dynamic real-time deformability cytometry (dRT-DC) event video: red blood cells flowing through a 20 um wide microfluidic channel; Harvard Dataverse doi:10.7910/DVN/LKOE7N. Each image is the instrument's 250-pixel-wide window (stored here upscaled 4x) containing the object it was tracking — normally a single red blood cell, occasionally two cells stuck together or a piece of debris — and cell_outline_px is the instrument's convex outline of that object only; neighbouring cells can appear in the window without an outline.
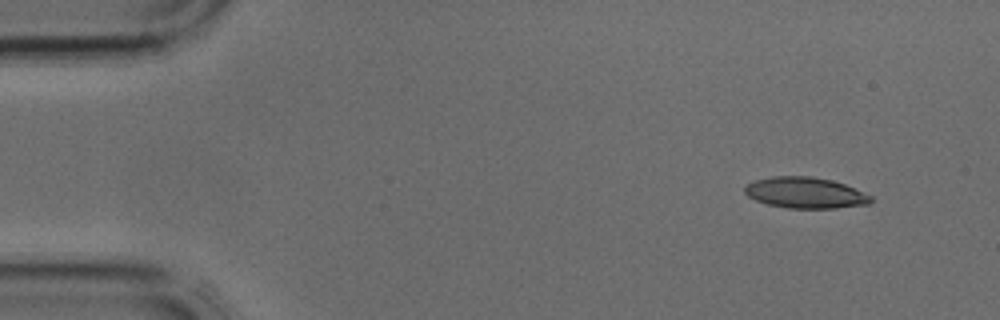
{"species": "common noctule bat (a hibernating species)", "species_latin": "Nyctalus noctula", "temperature_condition": "cold", "stored_images_in_passage": 3, "camera_frame_rate_fps": 3000, "um_per_image_px": 0.085, "animal": {"sex": "male", "body_mass_g": 17.9, "forearm_length_mm": 54.2}, "frame": {"image": 1, "passage_image": 1, "time_ms": 0.0, "image_size_px": [1000, 320], "cell_outline_px": [[872, 200], [868, 204], [836, 208], [788, 208], [768, 204], [756, 200], [748, 196], [744, 192], [744, 188], [748, 184], [756, 180], [772, 176], [812, 176], [832, 180], [844, 184], [872, 196]], "centroid_in_image_um": [68.45, 16.38], "position_along_channel_um": 16.6, "area_um2": 22.66}}
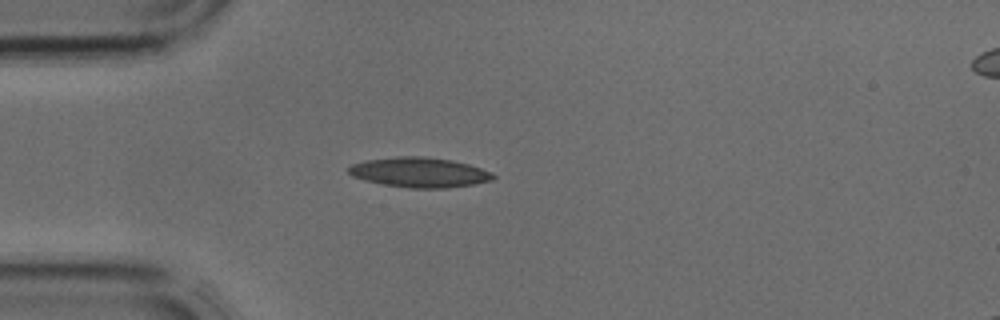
{"frame": {"image": 2, "passage_image": 3, "time_ms": 0.667, "image_size_px": [1000, 320], "cell_outline_px": [[496, 176], [492, 180], [472, 184], [448, 188], [408, 188], [380, 184], [364, 180], [352, 176], [348, 172], [348, 168], [352, 164], [364, 160], [396, 156], [424, 156], [452, 160], [468, 164], [492, 172]], "centroid_in_image_um": [35.62, 14.65], "position_along_channel_um": 49.4, "area_um2": 25.37}}